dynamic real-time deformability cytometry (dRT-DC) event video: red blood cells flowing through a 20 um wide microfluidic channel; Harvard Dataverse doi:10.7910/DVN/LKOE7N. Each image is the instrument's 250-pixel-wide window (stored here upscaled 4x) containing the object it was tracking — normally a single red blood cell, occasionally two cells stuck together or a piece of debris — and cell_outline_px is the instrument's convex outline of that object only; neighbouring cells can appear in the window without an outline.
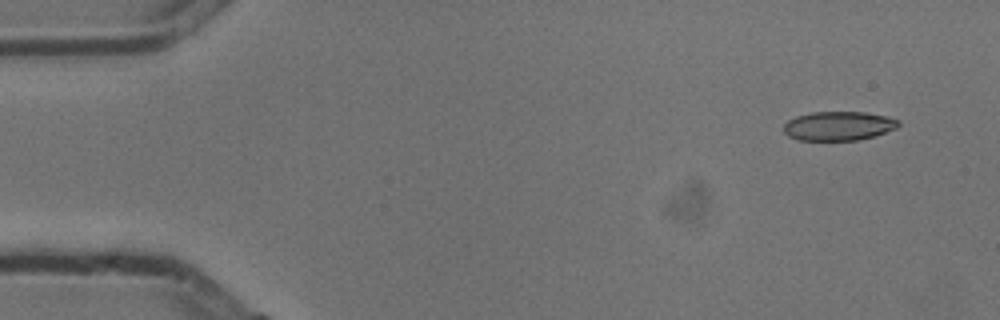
{"species": "common noctule bat (a hibernating species)", "species_latin": "Nyctalus noctula", "temperature_condition": "cold", "stored_images_in_passage": 20, "camera_frame_rate_fps": 3000, "um_per_image_px": 0.085, "animal": {"sex": "male", "body_mass_g": 13.3}, "frame": {"image": 1, "passage_image": 1, "time_ms": 0.0, "image_size_px": [1000, 320], "cell_outline_px": [[900, 124], [896, 128], [876, 136], [860, 140], [796, 140], [788, 136], [784, 132], [784, 124], [788, 120], [796, 116], [812, 112], [864, 112], [888, 116], [900, 120]], "centroid_in_image_um": [71.29, 10.71], "position_along_channel_um": 13.7, "area_um2": 19.65}}
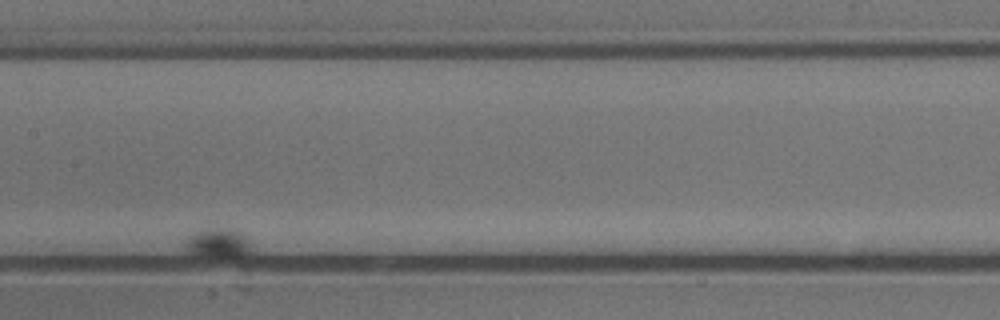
{"frame": {"image": 2, "passage_image": 12, "time_ms": 3.667, "image_size_px": [1000, 320], "cell_outline_px": [[252, 240], [248, 252], [244, 256], [204, 256], [188, 252], [184, 248], [184, 240], [188, 236], [196, 232], [216, 228], [220, 228], [240, 232], [248, 236]], "centroid_in_image_um": [18.53, 20.66], "position_along_channel_um": 188.9, "area_um2": 11.16}}
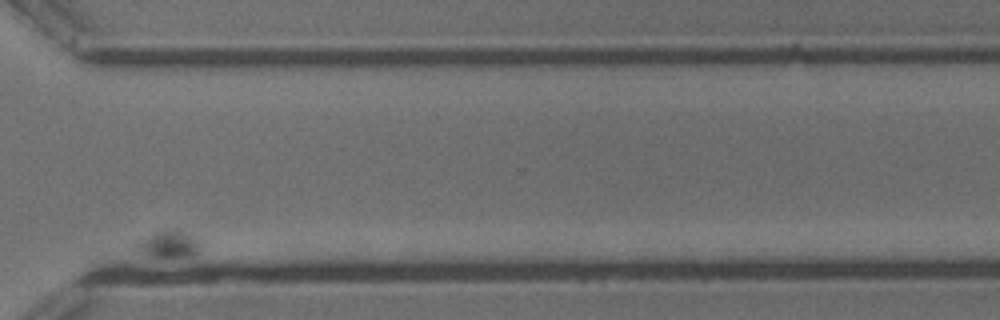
{"frame": {"image": 3, "passage_image": 20, "time_ms": 6.333, "image_size_px": [1000, 320], "cell_outline_px": [[196, 252], [192, 256], [160, 260], [156, 260], [148, 256], [136, 248], [136, 240], [152, 232], [164, 228], [180, 228], [196, 244]], "centroid_in_image_um": [14.17, 20.78], "position_along_channel_um": 356.4, "area_um2": 10.4}}